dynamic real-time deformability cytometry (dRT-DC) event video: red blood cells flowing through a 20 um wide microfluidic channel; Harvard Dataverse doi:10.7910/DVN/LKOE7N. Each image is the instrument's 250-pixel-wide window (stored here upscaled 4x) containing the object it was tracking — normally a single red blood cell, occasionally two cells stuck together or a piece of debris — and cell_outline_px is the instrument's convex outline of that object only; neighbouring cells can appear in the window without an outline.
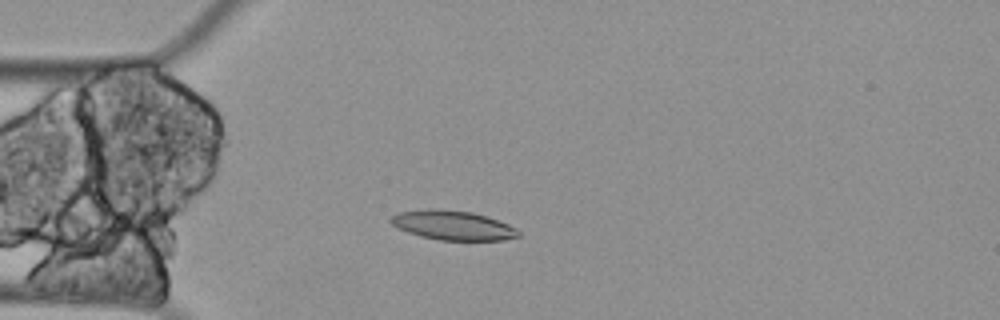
{"species": "Egyptian fruit bat (a non-hibernating species)", "species_latin": "Rousettus aegyptiacus", "temperature_condition": "cold", "stored_images_in_passage": 59, "camera_frame_rate_fps": 3000, "um_per_image_px": 0.085, "animal": {"sex": "female"}, "frame": {"image": 1, "passage_image": 15, "time_ms": 4.667, "image_size_px": [1000, 320], "cell_outline_px": [[520, 236], [504, 240], [440, 240], [420, 236], [408, 232], [392, 224], [388, 220], [396, 212], [428, 208], [432, 208], [472, 212], [508, 224], [516, 228], [520, 232]], "centroid_in_image_um": [38.47, 19.14], "position_along_channel_um": 46.5, "area_um2": 21.79}}
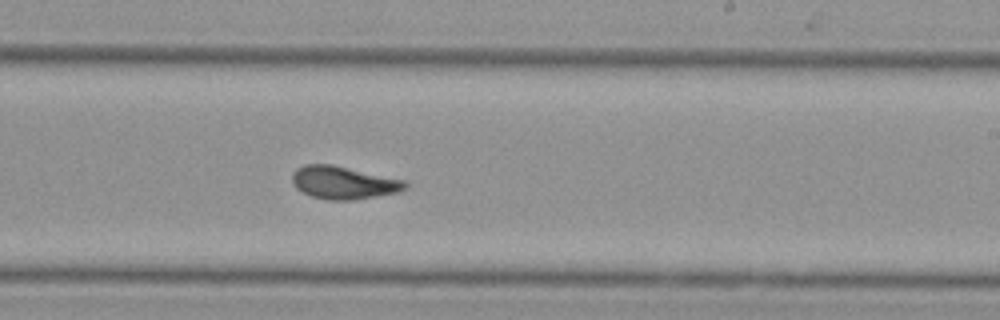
{"frame": {"image": 2, "passage_image": 35, "time_ms": 11.333, "image_size_px": [1000, 320], "cell_outline_px": [[408, 188], [400, 192], [352, 200], [328, 200], [312, 196], [296, 188], [292, 184], [292, 172], [296, 168], [304, 164], [332, 164], [404, 180], [408, 184]], "centroid_in_image_um": [29.19, 15.52], "position_along_channel_um": 259.8, "area_um2": 21.68}}
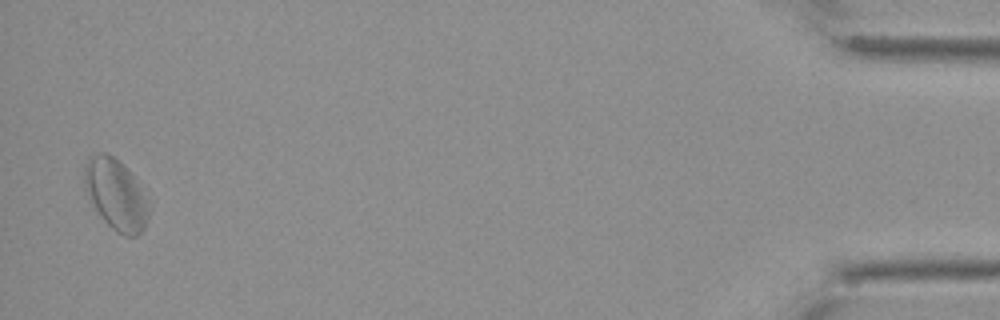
{"frame": {"image": 3, "passage_image": 58, "time_ms": 19.0, "image_size_px": [1000, 320], "cell_outline_px": [[152, 208], [148, 220], [144, 228], [136, 236], [124, 236], [116, 232], [100, 216], [84, 188], [84, 168], [88, 156], [100, 152], [104, 152], [112, 156], [132, 176]], "centroid_in_image_um": [9.84, 16.56], "position_along_channel_um": 425.4, "area_um2": 26.24}, "authors_computed_cell_mechanics": {"area_um2": 21.675, "velocity_mm_per_s": 3.2763, "shape_relaxation_time_tau1_ms": null, "shape_relaxation_time_tau2_ms": 4.1745, "deformation_change_tau1": null, "deformation_change_tau2": 0.1213}}